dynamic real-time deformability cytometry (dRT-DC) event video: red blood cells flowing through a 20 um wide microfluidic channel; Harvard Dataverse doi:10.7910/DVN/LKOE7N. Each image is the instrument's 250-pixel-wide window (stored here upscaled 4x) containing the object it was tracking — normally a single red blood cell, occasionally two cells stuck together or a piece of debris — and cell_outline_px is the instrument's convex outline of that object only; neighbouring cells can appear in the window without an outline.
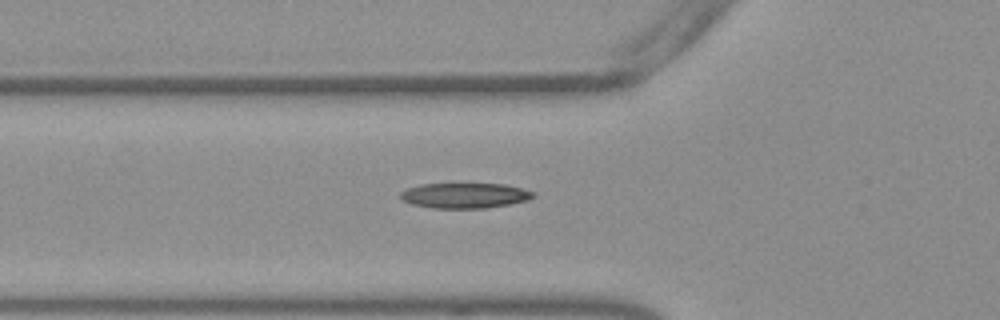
{"species": "Egyptian fruit bat (a non-hibernating species)", "species_latin": "Rousettus aegyptiacus", "temperature_condition": "warm", "stored_images_in_passage": 53, "camera_frame_rate_fps": 3000, "um_per_image_px": 0.085, "frame": {"image": 1, "passage_image": 19, "time_ms": 6.0, "image_size_px": [1000, 320], "cell_outline_px": [[536, 196], [528, 200], [512, 204], [484, 208], [432, 208], [412, 204], [400, 200], [400, 192], [408, 188], [420, 184], [504, 184], [536, 192]], "centroid_in_image_um": [39.51, 16.62], "position_along_channel_um": 86.3, "area_um2": 19.65}}
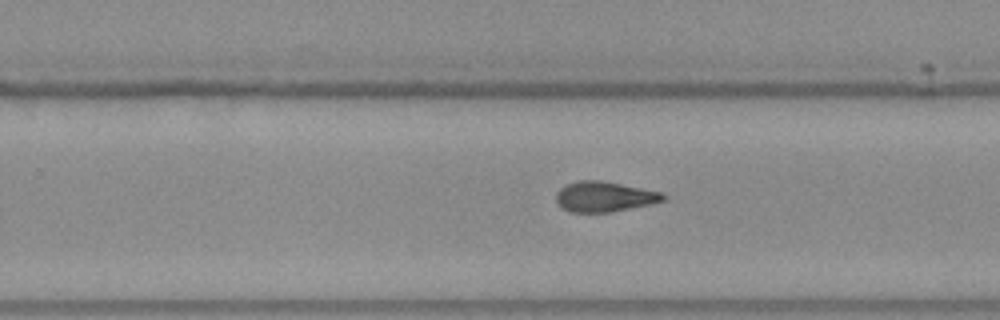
{"frame": {"image": 2, "passage_image": 34, "time_ms": 11.0, "image_size_px": [1000, 320], "cell_outline_px": [[664, 200], [648, 204], [612, 212], [572, 212], [560, 208], [556, 200], [556, 192], [564, 184], [576, 180], [600, 180], [664, 192]], "centroid_in_image_um": [51.31, 16.7], "position_along_channel_um": 278.5, "area_um2": 18.96}}
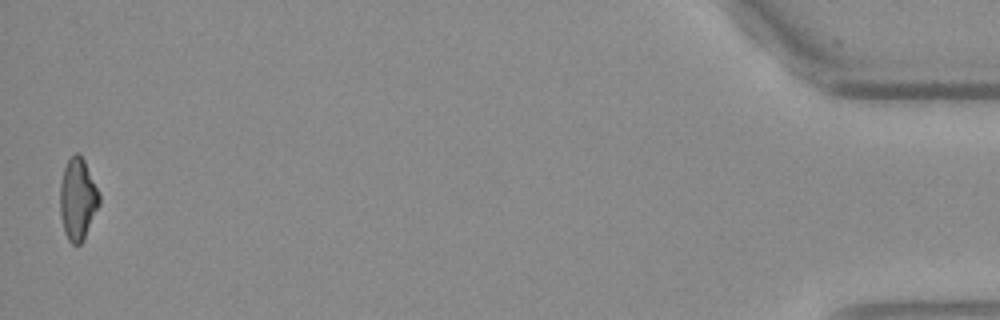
{"frame": {"image": 3, "passage_image": 53, "time_ms": 17.333, "image_size_px": [1000, 320], "cell_outline_px": [[100, 204], [84, 240], [80, 244], [72, 244], [68, 240], [64, 232], [60, 216], [60, 184], [64, 168], [68, 160], [76, 152], [80, 152], [84, 160], [100, 196]], "centroid_in_image_um": [6.6, 16.95], "position_along_channel_um": 428.6, "area_um2": 18.73}, "authors_computed_cell_mechanics": {"area_um2": 18.9584, "velocity_mm_per_s": 3.8275, "shape_relaxation_time_tau1_ms": 7.8522, "shape_relaxation_time_tau2_ms": 3.4999, "deformation_change_tau1": 0.2272, "deformation_change_tau2": 0.1192}}